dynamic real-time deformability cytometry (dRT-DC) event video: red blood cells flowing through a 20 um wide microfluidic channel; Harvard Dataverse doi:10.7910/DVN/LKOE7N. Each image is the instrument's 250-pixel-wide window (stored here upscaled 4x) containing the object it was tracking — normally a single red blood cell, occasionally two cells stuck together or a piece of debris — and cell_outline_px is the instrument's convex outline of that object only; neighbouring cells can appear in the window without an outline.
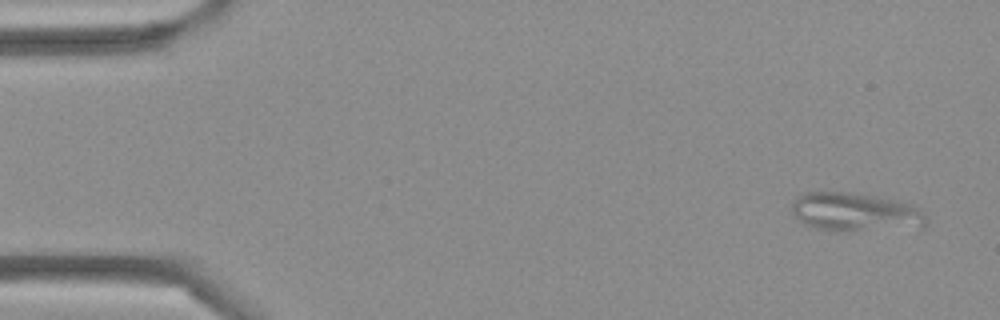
{"species": "Egyptian fruit bat (a non-hibernating species)", "species_latin": "Rousettus aegyptiacus", "temperature_condition": "cold", "stored_images_in_passage": 5, "camera_frame_rate_fps": 3000, "um_per_image_px": 0.085, "frame": {"image": 1, "passage_image": 1, "time_ms": 0.0, "image_size_px": [1000, 320], "cell_outline_px": [[924, 224], [920, 228], [844, 232], [836, 232], [812, 228], [804, 224], [792, 212], [792, 200], [800, 192], [852, 192], [896, 200], [912, 204], [920, 208], [924, 216]], "centroid_in_image_um": [72.66, 18.04], "position_along_channel_um": 12.3, "area_um2": 30.92}}
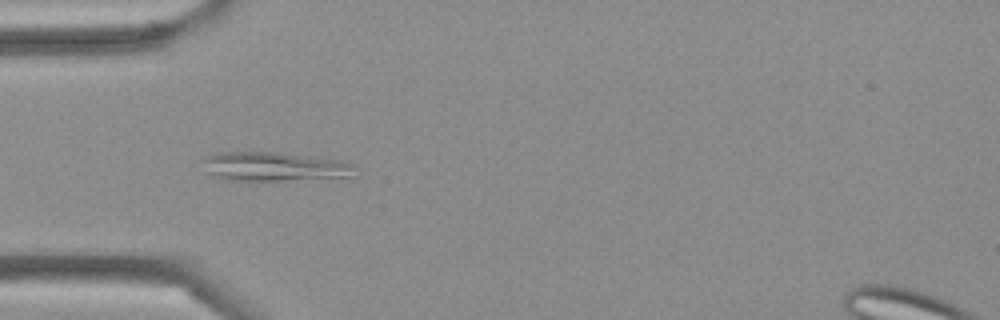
{"frame": {"image": 2, "passage_image": 4, "time_ms": 1.0, "image_size_px": [1000, 320], "cell_outline_px": [[356, 176], [280, 180], [228, 180], [216, 176], [208, 172], [200, 160], [208, 156], [220, 152], [276, 152], [340, 160], [352, 164]], "centroid_in_image_um": [23.29, 14.15], "position_along_channel_um": 61.7, "area_um2": 25.37}}